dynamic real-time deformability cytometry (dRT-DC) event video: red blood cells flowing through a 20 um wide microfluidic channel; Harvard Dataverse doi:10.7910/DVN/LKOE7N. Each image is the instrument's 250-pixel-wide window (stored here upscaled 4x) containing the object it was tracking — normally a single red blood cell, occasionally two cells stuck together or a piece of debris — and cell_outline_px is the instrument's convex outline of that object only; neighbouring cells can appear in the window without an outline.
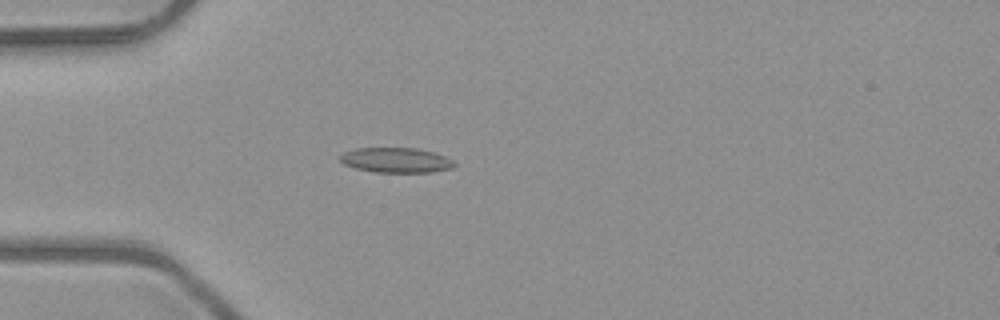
{"species": "common noctule bat (a hibernating species)", "species_latin": "Nyctalus noctula", "temperature_condition": "room temperature", "stored_images_in_passage": 45, "camera_frame_rate_fps": 3000, "um_per_image_px": 0.085, "animal": {"sex": "male", "body_mass_g": 23.1, "forearm_length_mm": 52.7}, "frame": {"image": 1, "passage_image": 9, "time_ms": 2.667, "image_size_px": [1000, 320], "cell_outline_px": [[456, 164], [452, 168], [432, 172], [372, 172], [356, 168], [344, 164], [340, 160], [340, 156], [344, 152], [356, 148], [416, 148], [432, 152], [444, 156], [452, 160]], "centroid_in_image_um": [33.65, 13.61], "position_along_channel_um": 51.3, "area_um2": 16.53}}
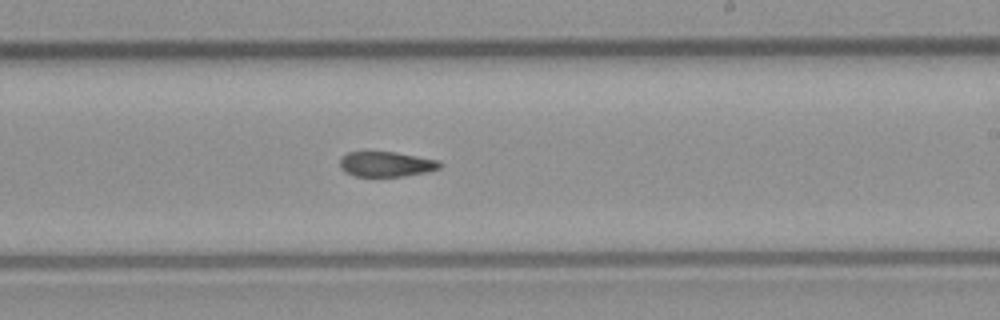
{"frame": {"image": 2, "passage_image": 25, "time_ms": 8.0, "image_size_px": [1000, 320], "cell_outline_px": [[440, 168], [424, 172], [404, 176], [356, 176], [344, 172], [340, 168], [340, 160], [348, 152], [396, 152], [440, 160]], "centroid_in_image_um": [32.82, 13.95], "position_along_channel_um": 256.2, "area_um2": 14.51}}
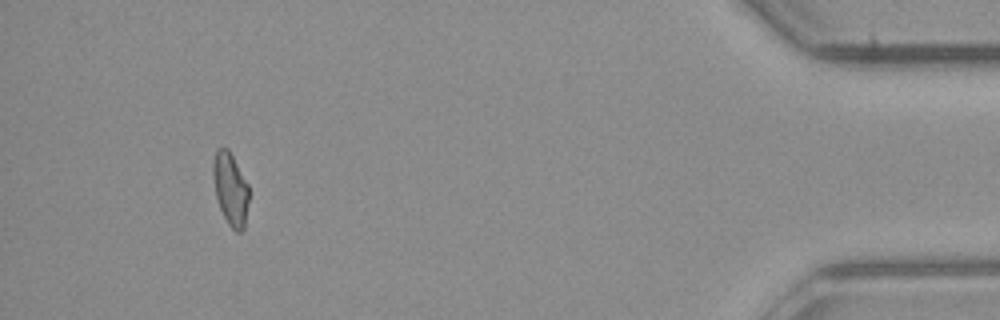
{"frame": {"image": 3, "passage_image": 42, "time_ms": 13.667, "image_size_px": [1000, 320], "cell_outline_px": [[248, 200], [244, 228], [240, 232], [236, 232], [228, 224], [220, 208], [216, 196], [212, 172], [212, 164], [216, 148], [228, 148], [248, 184]], "centroid_in_image_um": [19.57, 16.04], "position_along_channel_um": 415.6, "area_um2": 15.03}, "authors_computed_cell_mechanics": {"area_um2": 15.7216, "velocity_mm_per_s": 4.0425, "shape_relaxation_time_tau1_ms": null, "shape_relaxation_time_tau2_ms": 6.4432, "deformation_change_tau1": null, "deformation_change_tau2": 0.116}}